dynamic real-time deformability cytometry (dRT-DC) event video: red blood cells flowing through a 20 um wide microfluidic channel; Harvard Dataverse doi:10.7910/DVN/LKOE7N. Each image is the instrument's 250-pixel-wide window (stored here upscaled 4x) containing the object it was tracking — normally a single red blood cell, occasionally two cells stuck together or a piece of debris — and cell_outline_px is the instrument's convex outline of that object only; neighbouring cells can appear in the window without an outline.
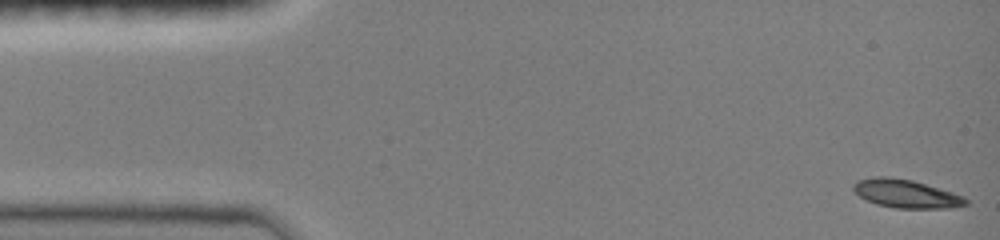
{"species": "common noctule bat (a hibernating species)", "species_latin": "Nyctalus noctula", "temperature_condition": "room temperature", "stored_images_in_passage": 41, "camera_frame_rate_fps": 3000, "um_per_image_px": 0.085, "animal": {"sex": "female", "body_mass_g": 19.0, "forearm_length_mm": 51.5}, "frame": {"image": 1, "passage_image": 1, "time_ms": 0.0, "image_size_px": [1000, 240], "cell_outline_px": [[968, 204], [952, 208], [896, 208], [876, 204], [860, 196], [852, 188], [852, 184], [856, 180], [872, 176], [888, 176], [912, 180], [952, 192], [964, 196], [968, 200]], "centroid_in_image_um": [77.0, 16.45], "position_along_channel_um": 8.0, "area_um2": 18.61}}
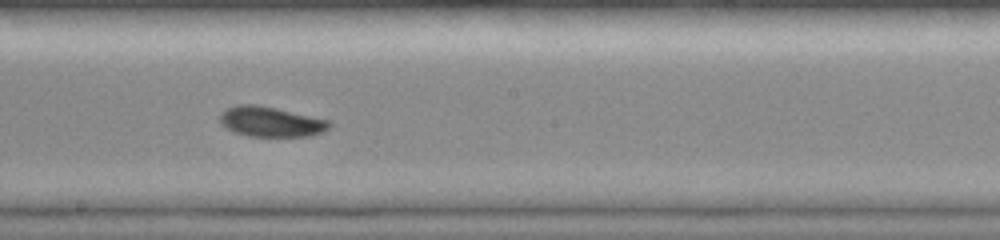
{"frame": {"image": 2, "passage_image": 22, "time_ms": 8.333, "image_size_px": [1000, 240], "cell_outline_px": [[332, 124], [324, 132], [308, 136], [248, 136], [236, 132], [228, 128], [220, 120], [220, 112], [224, 108], [236, 104], [256, 104], [276, 108], [328, 120]], "centroid_in_image_um": [23.01, 10.33], "position_along_channel_um": 225.2, "area_um2": 19.07}}
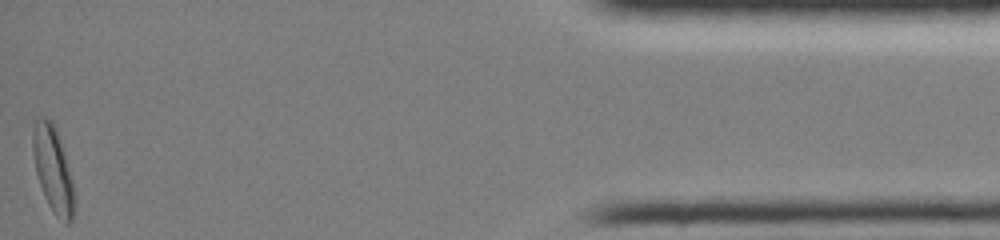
{"frame": {"image": 3, "passage_image": 41, "time_ms": 15.333, "image_size_px": [1000, 240], "cell_outline_px": [[72, 220], [68, 224], [64, 224], [52, 212], [44, 196], [36, 172], [32, 148], [32, 132], [36, 120], [40, 116], [44, 116], [52, 124], [60, 140], [72, 180]], "centroid_in_image_um": [4.46, 14.41], "position_along_channel_um": 430.7, "area_um2": 20.0}, "authors_computed_cell_mechanics": {"area_um2": 18.9584, "velocity_mm_per_s": 4.0311, "shape_relaxation_time_tau1_ms": 5.6097, "shape_relaxation_time_tau2_ms": null, "deformation_change_tau1": 0.1278, "deformation_change_tau2": null}}